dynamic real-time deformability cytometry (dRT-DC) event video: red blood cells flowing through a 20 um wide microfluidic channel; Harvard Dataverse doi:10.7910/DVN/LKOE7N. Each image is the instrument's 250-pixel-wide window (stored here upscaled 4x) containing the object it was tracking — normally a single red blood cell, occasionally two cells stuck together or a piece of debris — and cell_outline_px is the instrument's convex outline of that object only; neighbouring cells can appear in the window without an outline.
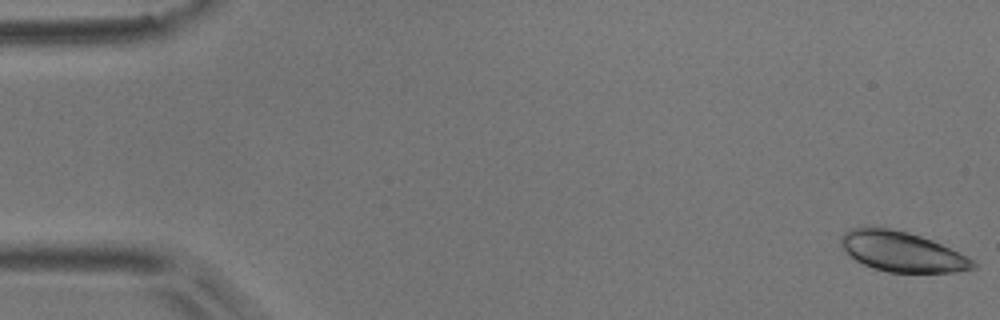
{"species": "common noctule bat (a hibernating species)", "species_latin": "Nyctalus noctula", "temperature_condition": "room temperature", "stored_images_in_passage": 34, "camera_frame_rate_fps": 3000, "um_per_image_px": 0.085, "animal": {"sex": "male", "body_mass_g": 17.9}, "frame": {"image": 1, "passage_image": 1, "time_ms": 0.0, "image_size_px": [1000, 320], "cell_outline_px": [[976, 268], [956, 272], [888, 272], [872, 268], [856, 260], [840, 244], [840, 236], [848, 228], [864, 224], [872, 224], [908, 232], [932, 240], [968, 256], [976, 264]], "centroid_in_image_um": [76.61, 21.34], "position_along_channel_um": 8.4, "area_um2": 31.27}}
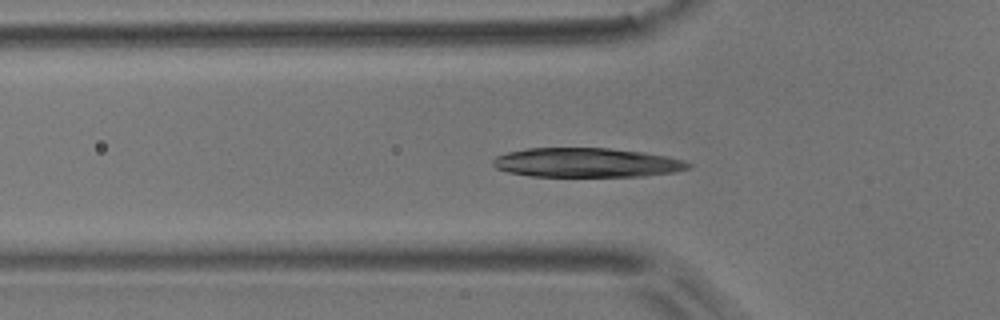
{"frame": {"image": 2, "passage_image": 18, "time_ms": 5.667, "image_size_px": [1000, 320], "cell_outline_px": [[692, 168], [676, 172], [644, 176], [532, 176], [508, 172], [496, 168], [492, 164], [492, 160], [496, 156], [508, 152], [528, 148], [608, 148], [644, 152], [664, 156], [680, 160], [692, 164]], "centroid_in_image_um": [49.86, 13.82], "position_along_channel_um": 75.9, "area_um2": 33.29}}